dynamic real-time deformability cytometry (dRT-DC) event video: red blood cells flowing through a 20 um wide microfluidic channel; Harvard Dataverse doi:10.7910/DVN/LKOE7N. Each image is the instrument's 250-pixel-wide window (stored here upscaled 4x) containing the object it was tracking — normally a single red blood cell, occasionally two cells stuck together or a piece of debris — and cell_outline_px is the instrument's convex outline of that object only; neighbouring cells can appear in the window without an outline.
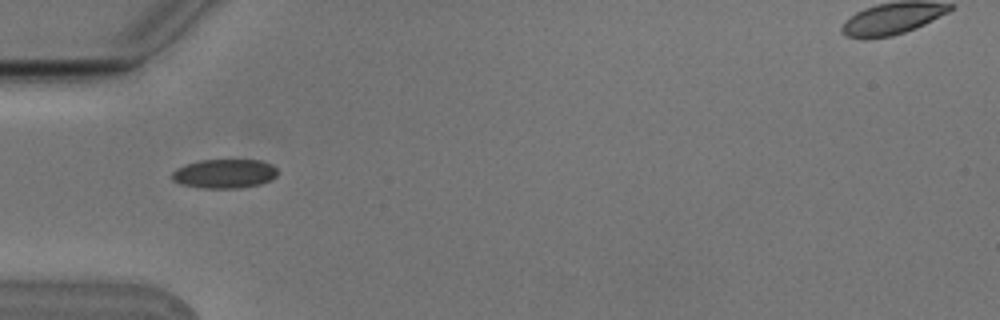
{"species": "Egyptian fruit bat (a non-hibernating species)", "species_latin": "Rousettus aegyptiacus", "temperature_condition": "cold", "stored_images_in_passage": 7, "camera_frame_rate_fps": 3000, "um_per_image_px": 0.085, "animal": {"sex": "male"}, "frame": {"image": 1, "passage_image": 2, "time_ms": 0.333, "image_size_px": [1000, 320], "cell_outline_px": [[276, 176], [260, 184], [240, 188], [204, 188], [180, 184], [172, 180], [172, 172], [176, 168], [184, 164], [200, 160], [260, 160], [272, 164], [276, 168]], "centroid_in_image_um": [19.04, 14.75], "position_along_channel_um": 66.0, "area_um2": 17.92}}
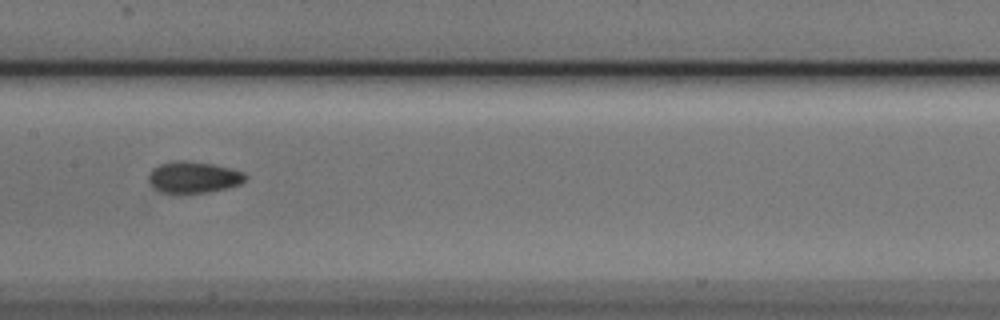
{"frame": {"image": 2, "passage_image": 5, "time_ms": 1.333, "image_size_px": [1000, 320], "cell_outline_px": [[248, 176], [240, 184], [208, 192], [160, 192], [152, 188], [148, 180], [148, 176], [152, 168], [160, 164], [176, 160], [184, 160], [212, 164], [232, 168], [244, 172]], "centroid_in_image_um": [16.43, 15.05], "position_along_channel_um": 191.0, "area_um2": 17.69}}
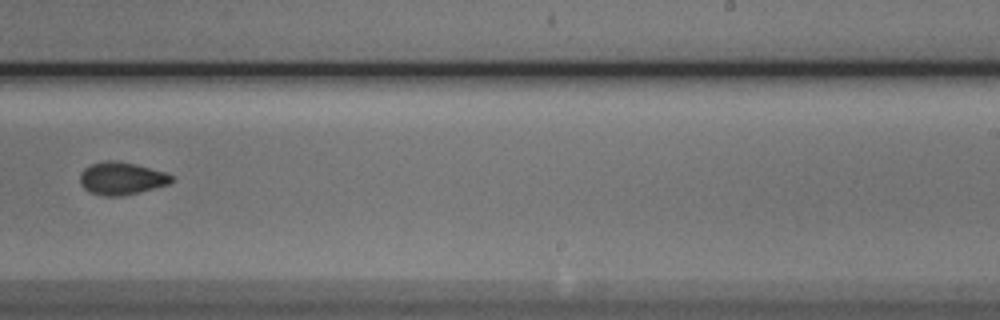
{"frame": {"image": 3, "passage_image": 7, "time_ms": 2.0, "image_size_px": [1000, 320], "cell_outline_px": [[176, 176], [168, 184], [140, 192], [120, 196], [100, 196], [88, 192], [80, 184], [80, 172], [84, 168], [92, 164], [108, 160], [116, 160], [136, 164], [164, 172]], "centroid_in_image_um": [10.31, 15.17], "position_along_channel_um": 278.7, "area_um2": 17.51}}